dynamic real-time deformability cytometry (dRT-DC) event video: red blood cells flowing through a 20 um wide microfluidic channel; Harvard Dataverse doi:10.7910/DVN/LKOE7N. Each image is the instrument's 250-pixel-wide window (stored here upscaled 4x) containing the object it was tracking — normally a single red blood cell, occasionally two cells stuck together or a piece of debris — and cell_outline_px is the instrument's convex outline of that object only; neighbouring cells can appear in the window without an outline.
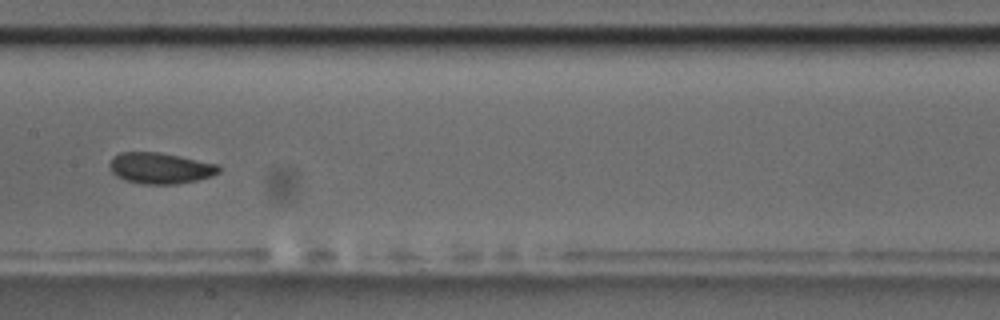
{"species": "common noctule bat (a hibernating species)", "species_latin": "Nyctalus noctula", "temperature_condition": "room temperature", "stored_images_in_passage": 15, "camera_frame_rate_fps": 3000, "um_per_image_px": 0.085, "animal": {"sex": "male", "body_mass_g": 17.5, "forearm_length_mm": 52.3}, "frame": {"image": 1, "passage_image": 7, "time_ms": 8.0, "image_size_px": [1000, 320], "cell_outline_px": [[220, 172], [212, 176], [196, 180], [176, 184], [140, 184], [124, 180], [116, 176], [112, 172], [108, 164], [112, 156], [120, 152], [160, 152], [180, 156], [216, 164], [220, 168]], "centroid_in_image_um": [13.57, 14.29], "position_along_channel_um": 193.8, "area_um2": 19.88}}
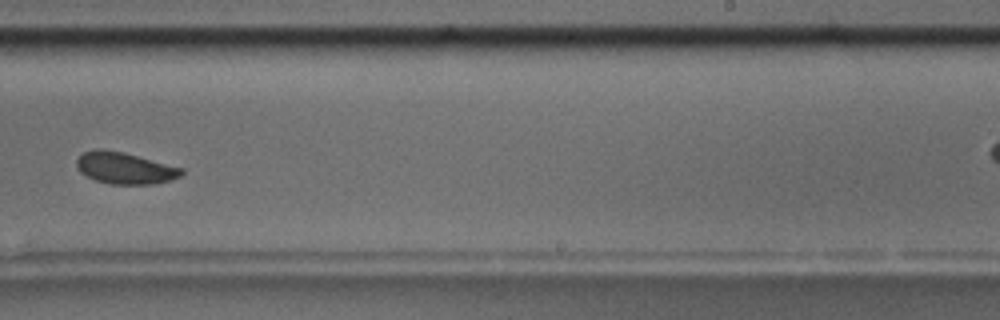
{"frame": {"image": 2, "passage_image": 9, "time_ms": 10.333, "image_size_px": [1000, 320], "cell_outline_px": [[184, 172], [180, 176], [156, 184], [112, 184], [96, 180], [80, 172], [76, 164], [76, 160], [84, 152], [96, 148], [100, 148], [124, 152], [184, 168]], "centroid_in_image_um": [10.62, 14.27], "position_along_channel_um": 278.4, "area_um2": 19.31}, "authors_computed_cell_mechanics": {"area_um2": 19.7676, "velocity_mm_per_s": 3.6292, "shape_relaxation_time_tau1_ms": 3.2592, "shape_relaxation_time_tau2_ms": null, "deformation_change_tau1": 0.0507, "deformation_change_tau2": null}}